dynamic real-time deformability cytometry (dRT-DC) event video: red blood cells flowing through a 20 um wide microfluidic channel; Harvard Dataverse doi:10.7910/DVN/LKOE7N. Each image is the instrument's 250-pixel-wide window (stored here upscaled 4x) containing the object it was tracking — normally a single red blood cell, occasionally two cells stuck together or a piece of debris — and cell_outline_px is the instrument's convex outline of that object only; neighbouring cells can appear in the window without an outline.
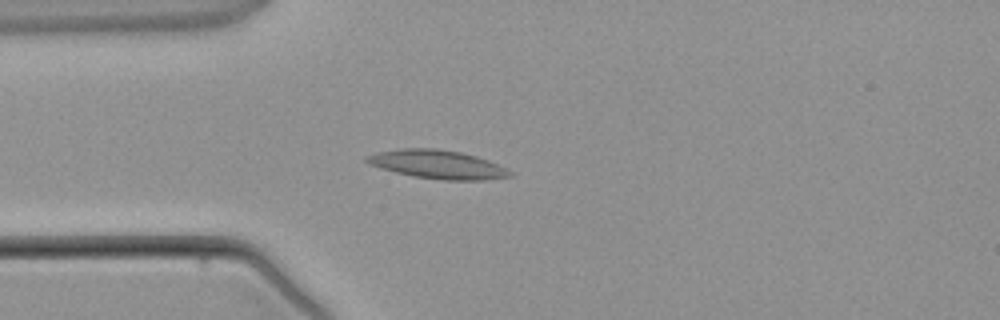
{"species": "common noctule bat (a hibernating species)", "species_latin": "Nyctalus noctula", "temperature_condition": "warm", "stored_images_in_passage": 3, "camera_frame_rate_fps": 3000, "um_per_image_px": 0.085, "animal": {"sex": "male", "body_mass_g": 21.5, "forearm_length_mm": 52.0}, "frame": {"image": 1, "passage_image": 3, "time_ms": 3.333, "image_size_px": [1000, 320], "cell_outline_px": [[512, 176], [484, 180], [440, 180], [412, 176], [380, 168], [368, 164], [364, 160], [364, 156], [376, 152], [400, 148], [436, 148], [460, 152], [476, 156], [488, 160], [512, 172]], "centroid_in_image_um": [37.13, 13.97], "position_along_channel_um": 47.9, "area_um2": 23.93}}